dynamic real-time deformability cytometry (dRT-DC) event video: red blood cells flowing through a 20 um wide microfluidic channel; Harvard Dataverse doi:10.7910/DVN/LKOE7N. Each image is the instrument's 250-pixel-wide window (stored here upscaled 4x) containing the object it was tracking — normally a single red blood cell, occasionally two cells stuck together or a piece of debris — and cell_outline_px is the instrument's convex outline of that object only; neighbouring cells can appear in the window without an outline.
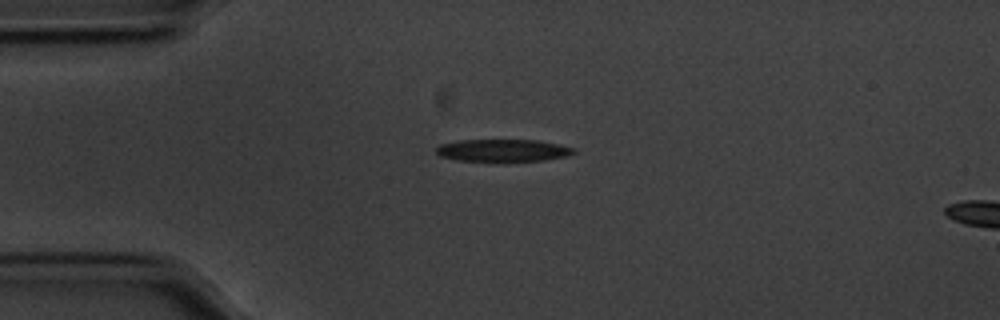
{"species": "common noctule bat (a hibernating species)", "species_latin": "Nyctalus noctula", "temperature_condition": "cold", "stored_images_in_passage": 44, "camera_frame_rate_fps": 3000, "um_per_image_px": 0.085, "animal": {"sex": "male", "body_mass_g": 20.1, "forearm_length_mm": 53.5}, "frame": {"image": 1, "passage_image": 1, "time_ms": 0.0, "image_size_px": [1000, 320], "cell_outline_px": [[576, 152], [568, 156], [544, 160], [456, 160], [440, 156], [436, 152], [436, 148], [440, 144], [460, 140], [540, 140], [560, 144], [576, 148]], "centroid_in_image_um": [42.8, 12.76], "position_along_channel_um": 42.2, "area_um2": 17.69}}
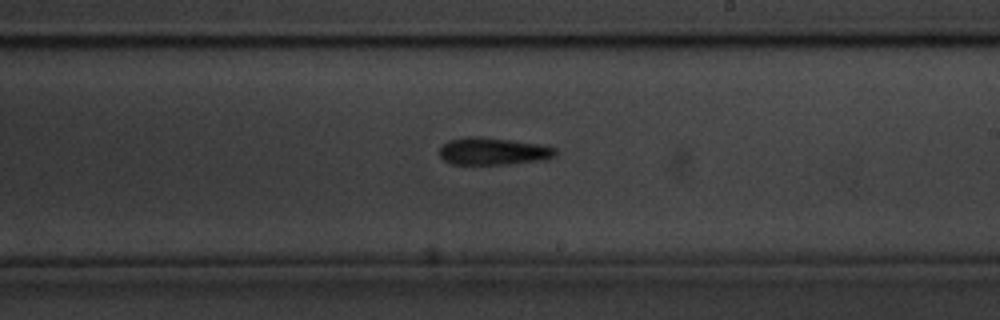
{"frame": {"image": 2, "passage_image": 20, "time_ms": 6.333, "image_size_px": [1000, 320], "cell_outline_px": [[556, 156], [544, 160], [508, 164], [452, 164], [444, 160], [440, 156], [440, 148], [448, 140], [468, 136], [480, 136], [512, 140], [540, 144], [556, 148]], "centroid_in_image_um": [41.93, 12.85], "position_along_channel_um": 247.1, "area_um2": 18.55}}
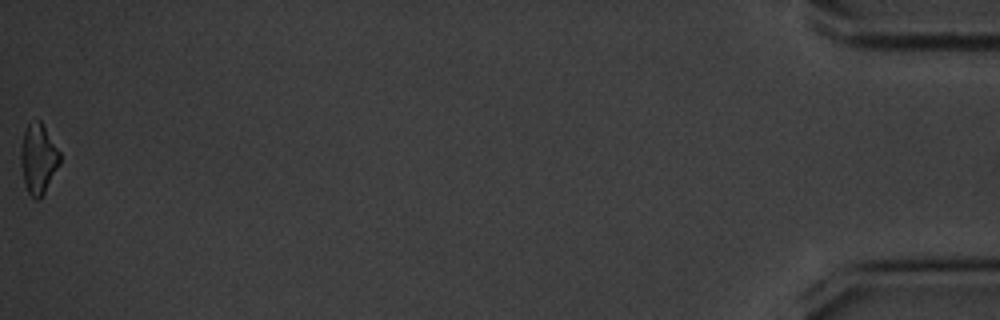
{"frame": {"image": 3, "passage_image": 44, "time_ms": 14.333, "image_size_px": [1000, 320], "cell_outline_px": [[60, 164], [40, 200], [36, 200], [28, 192], [24, 184], [20, 164], [20, 152], [24, 132], [28, 124], [40, 120], [60, 152]], "centroid_in_image_um": [3.25, 13.53], "position_along_channel_um": 432.0, "area_um2": 15.84}, "authors_computed_cell_mechanics": {"area_um2": 17.4556, "velocity_mm_per_s": 3.5443, "shape_relaxation_time_tau1_ms": 2.6475, "shape_relaxation_time_tau2_ms": 5.2017, "deformation_change_tau1": 0.1199, "deformation_change_tau2": 0.1524}}